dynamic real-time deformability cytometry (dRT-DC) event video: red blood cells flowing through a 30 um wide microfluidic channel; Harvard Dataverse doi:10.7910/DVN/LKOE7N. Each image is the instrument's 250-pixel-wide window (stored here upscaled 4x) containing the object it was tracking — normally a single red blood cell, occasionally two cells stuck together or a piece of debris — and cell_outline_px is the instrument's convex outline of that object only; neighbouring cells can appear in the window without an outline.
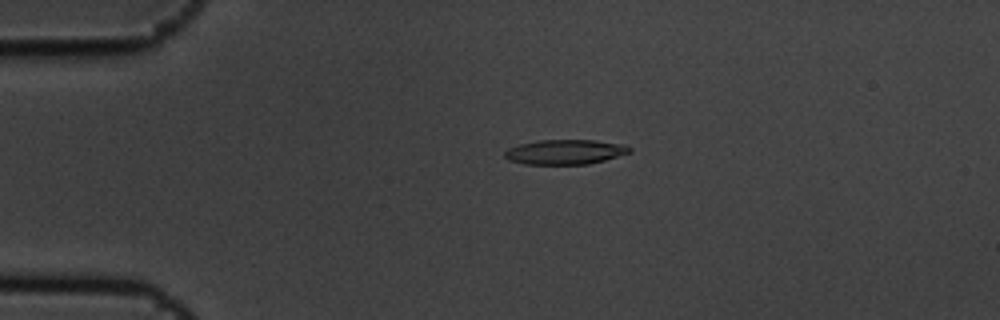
{"species": "common noctule bat (a hibernating species)", "species_latin": "Nyctalus noctula", "temperature_condition": "cold", "stored_images_in_passage": 5, "camera_frame_rate_fps": 3000, "um_per_image_px": 0.085, "animal": {"sex": "male", "body_mass_g": 19.5, "forearm_length_mm": 54.6}, "frame": {"image": 1, "passage_image": 4, "time_ms": 1.0, "image_size_px": [1000, 320], "cell_outline_px": [[632, 152], [604, 160], [588, 164], [524, 164], [508, 160], [504, 156], [504, 152], [508, 148], [520, 144], [540, 140], [596, 140], [624, 144], [632, 148]], "centroid_in_image_um": [48.05, 12.91], "position_along_channel_um": 37.0, "area_um2": 18.09}}